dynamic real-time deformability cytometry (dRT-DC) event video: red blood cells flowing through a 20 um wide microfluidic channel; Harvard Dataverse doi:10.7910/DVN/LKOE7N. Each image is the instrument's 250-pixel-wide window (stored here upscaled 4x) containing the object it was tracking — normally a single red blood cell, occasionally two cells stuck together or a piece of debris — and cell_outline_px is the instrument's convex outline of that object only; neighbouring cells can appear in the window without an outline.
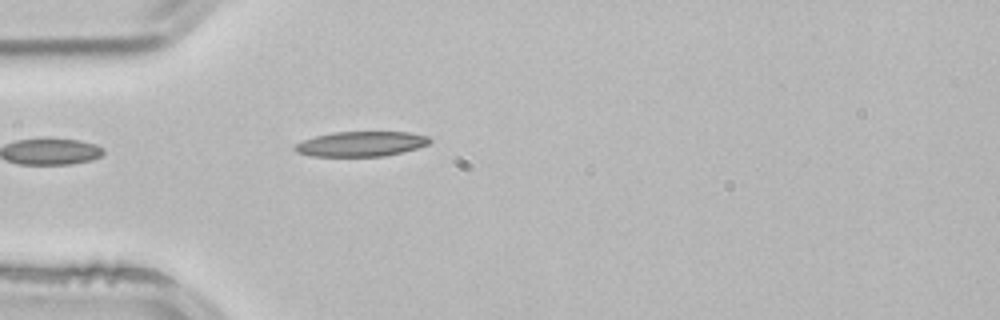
{"species": "common noctule bat (a hibernating species)", "species_latin": "Nyctalus noctula", "temperature_condition": "room temperature", "stored_images_in_passage": 1, "camera_frame_rate_fps": 3000, "um_per_image_px": 0.085, "animal": {"sex": "male", "body_mass_g": 21.5, "forearm_length_mm": 52.0}, "frame": {"image": 1, "passage_image": 1, "time_ms": 0.0, "image_size_px": [1000, 320], "cell_outline_px": [[432, 140], [428, 144], [416, 148], [384, 156], [312, 156], [296, 152], [292, 148], [296, 144], [304, 140], [316, 136], [332, 132], [408, 132], [428, 136]], "centroid_in_image_um": [30.67, 12.23], "position_along_channel_um": 54.3, "area_um2": 19.48}}